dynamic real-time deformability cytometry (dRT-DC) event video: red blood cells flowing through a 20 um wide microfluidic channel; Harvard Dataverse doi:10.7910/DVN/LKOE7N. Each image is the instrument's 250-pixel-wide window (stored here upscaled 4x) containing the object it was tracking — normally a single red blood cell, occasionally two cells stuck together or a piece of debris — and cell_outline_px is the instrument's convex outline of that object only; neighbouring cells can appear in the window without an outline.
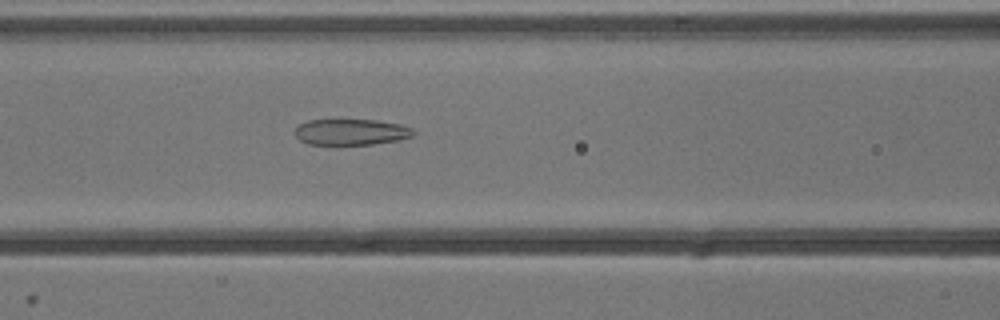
{"species": "common noctule bat (a hibernating species)", "species_latin": "Nyctalus noctula", "temperature_condition": "cold", "stored_images_in_passage": 27, "camera_frame_rate_fps": 3000, "um_per_image_px": 0.085, "animal": {"sex": "male", "body_mass_g": 13.3}, "frame": {"image": 1, "passage_image": 17, "time_ms": 5.333, "image_size_px": [1000, 320], "cell_outline_px": [[416, 132], [412, 136], [400, 140], [372, 144], [340, 148], [308, 144], [300, 140], [292, 132], [300, 124], [308, 120], [376, 120], [400, 124], [412, 128]], "centroid_in_image_um": [29.8, 11.27], "position_along_channel_um": 136.8, "area_um2": 18.9}}
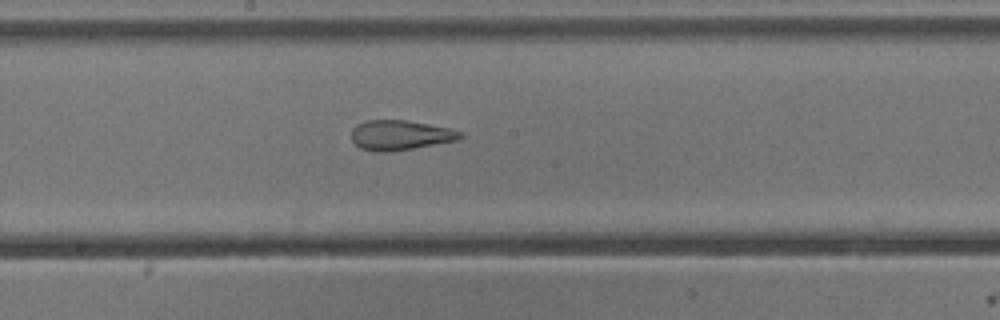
{"frame": {"image": 2, "passage_image": 23, "time_ms": 7.333, "image_size_px": [1000, 320], "cell_outline_px": [[464, 136], [456, 140], [392, 152], [376, 152], [360, 148], [352, 140], [352, 128], [356, 124], [364, 120], [408, 120], [448, 128], [460, 132]], "centroid_in_image_um": [33.96, 11.48], "position_along_channel_um": 214.2, "area_um2": 18.9}}
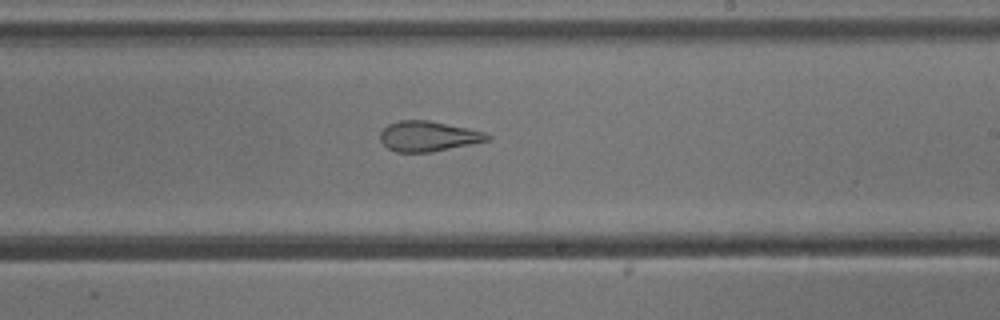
{"frame": {"image": 3, "passage_image": 26, "time_ms": 8.333, "image_size_px": [1000, 320], "cell_outline_px": [[492, 136], [488, 140], [428, 152], [396, 152], [388, 148], [380, 140], [380, 132], [388, 124], [400, 120], [428, 120], [468, 128], [484, 132]], "centroid_in_image_um": [36.35, 11.57], "position_along_channel_um": 252.6, "area_um2": 18.55}}